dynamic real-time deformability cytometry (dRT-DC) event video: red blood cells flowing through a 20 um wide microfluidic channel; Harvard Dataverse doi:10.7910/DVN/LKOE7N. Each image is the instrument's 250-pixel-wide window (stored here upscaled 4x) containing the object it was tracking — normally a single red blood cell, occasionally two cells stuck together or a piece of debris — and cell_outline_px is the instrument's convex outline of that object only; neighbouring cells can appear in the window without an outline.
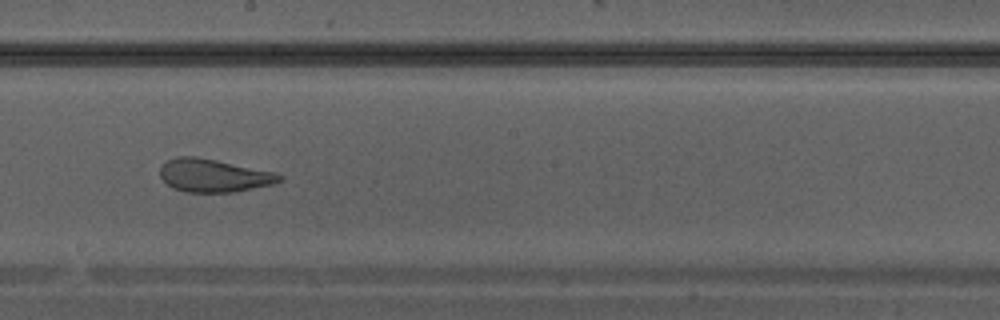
{"species": "Egyptian fruit bat (a non-hibernating species)", "species_latin": "Rousettus aegyptiacus", "temperature_condition": "warm", "stored_images_in_passage": 35, "camera_frame_rate_fps": 3000, "um_per_image_px": 0.085, "animal": {"sex": "male"}, "frame": {"image": 1, "passage_image": 20, "time_ms": 6.333, "image_size_px": [1000, 320], "cell_outline_px": [[284, 180], [272, 184], [236, 192], [184, 192], [172, 188], [160, 176], [160, 164], [164, 160], [176, 156], [196, 156], [276, 172], [284, 176]], "centroid_in_image_um": [18.15, 14.91], "position_along_channel_um": 230.1, "area_um2": 23.29}}